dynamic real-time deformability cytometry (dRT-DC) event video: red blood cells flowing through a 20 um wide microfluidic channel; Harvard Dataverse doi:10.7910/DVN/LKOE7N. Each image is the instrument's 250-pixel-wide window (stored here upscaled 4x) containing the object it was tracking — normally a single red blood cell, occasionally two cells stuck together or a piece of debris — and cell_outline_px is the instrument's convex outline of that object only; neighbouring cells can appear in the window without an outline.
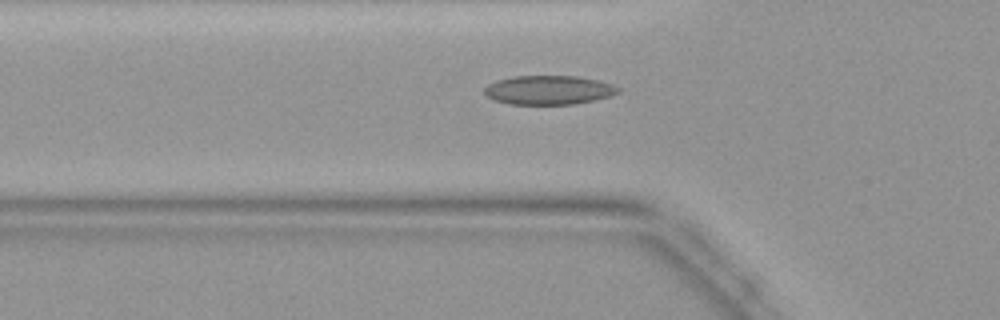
{"species": "common noctule bat (a hibernating species)", "species_latin": "Nyctalus noctula", "temperature_condition": "warm", "stored_images_in_passage": 41, "camera_frame_rate_fps": 3000, "um_per_image_px": 0.085, "animal": {"sex": "female", "body_mass_g": 19.9}, "frame": {"image": 1, "passage_image": 14, "time_ms": 4.333, "image_size_px": [1000, 320], "cell_outline_px": [[620, 92], [608, 96], [592, 100], [572, 104], [508, 104], [492, 100], [484, 96], [484, 88], [488, 84], [496, 80], [512, 76], [576, 76], [596, 80], [612, 84], [620, 88]], "centroid_in_image_um": [46.56, 7.65], "position_along_channel_um": 79.2, "area_um2": 22.66}}
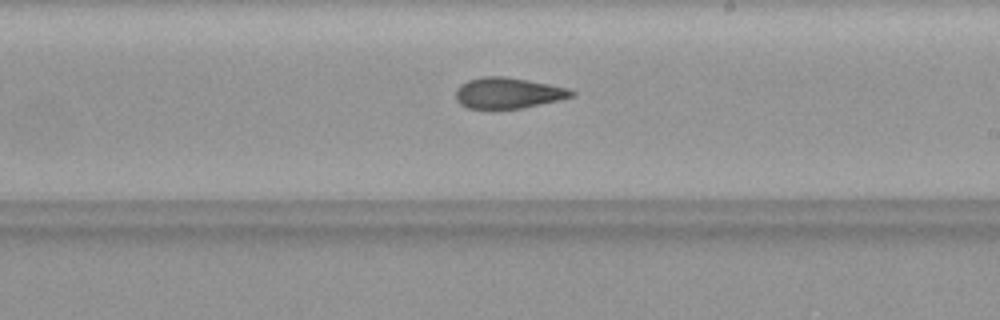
{"frame": {"image": 2, "passage_image": 25, "time_ms": 8.0, "image_size_px": [1000, 320], "cell_outline_px": [[576, 96], [520, 108], [468, 108], [460, 104], [456, 100], [456, 88], [460, 84], [468, 80], [484, 76], [504, 76], [528, 80], [568, 88], [576, 92]], "centroid_in_image_um": [43.17, 7.89], "position_along_channel_um": 245.8, "area_um2": 20.69}}
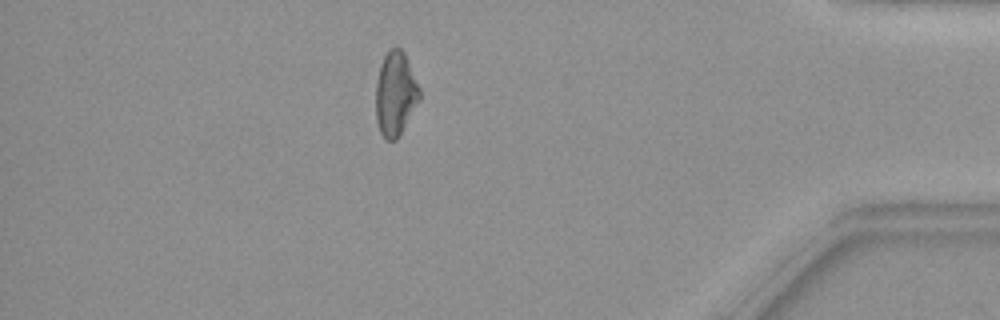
{"frame": {"image": 3, "passage_image": 38, "time_ms": 12.333, "image_size_px": [1000, 320], "cell_outline_px": [[420, 100], [400, 136], [396, 140], [384, 140], [380, 132], [376, 120], [376, 80], [380, 64], [384, 56], [392, 48], [400, 48], [404, 52], [420, 88]], "centroid_in_image_um": [33.61, 8.01], "position_along_channel_um": 401.6, "area_um2": 21.62}}